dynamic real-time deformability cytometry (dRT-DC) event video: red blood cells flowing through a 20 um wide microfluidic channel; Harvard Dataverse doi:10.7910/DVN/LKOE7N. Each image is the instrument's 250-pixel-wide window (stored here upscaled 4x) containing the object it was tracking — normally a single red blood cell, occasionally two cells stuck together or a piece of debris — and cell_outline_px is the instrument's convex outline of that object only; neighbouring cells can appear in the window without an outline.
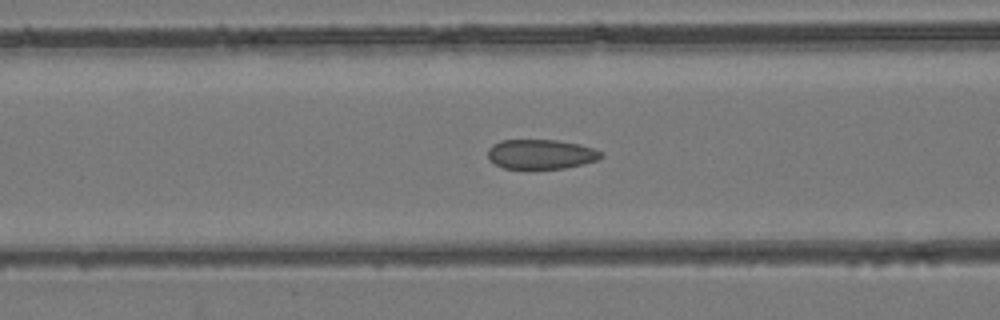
{"species": "common noctule bat (a hibernating species)", "species_latin": "Nyctalus noctula", "temperature_condition": "room temperature", "stored_images_in_passage": 40, "camera_frame_rate_fps": 3000, "um_per_image_px": 0.085, "animal": {"sex": "female", "body_mass_g": 24.6, "forearm_length_mm": 56.2}, "frame": {"image": 1, "passage_image": 11, "time_ms": 3.333, "image_size_px": [1000, 320], "cell_outline_px": [[604, 156], [596, 160], [584, 164], [564, 168], [504, 168], [488, 160], [488, 148], [492, 144], [500, 140], [556, 140], [580, 144], [604, 152]], "centroid_in_image_um": [45.98, 13.1], "position_along_channel_um": 120.6, "area_um2": 19.59}}
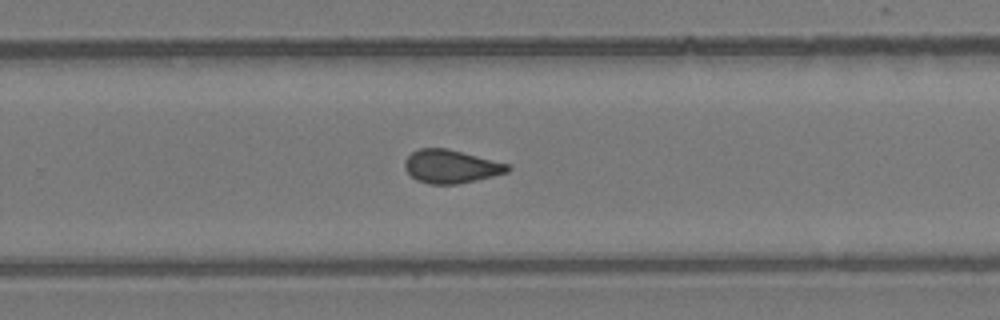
{"frame": {"image": 2, "passage_image": 23, "time_ms": 7.333, "image_size_px": [1000, 320], "cell_outline_px": [[512, 168], [508, 172], [476, 180], [456, 184], [428, 184], [416, 180], [404, 168], [404, 160], [412, 152], [420, 148], [448, 148], [512, 164]], "centroid_in_image_um": [38.36, 14.14], "position_along_channel_um": 291.4, "area_um2": 20.23}}
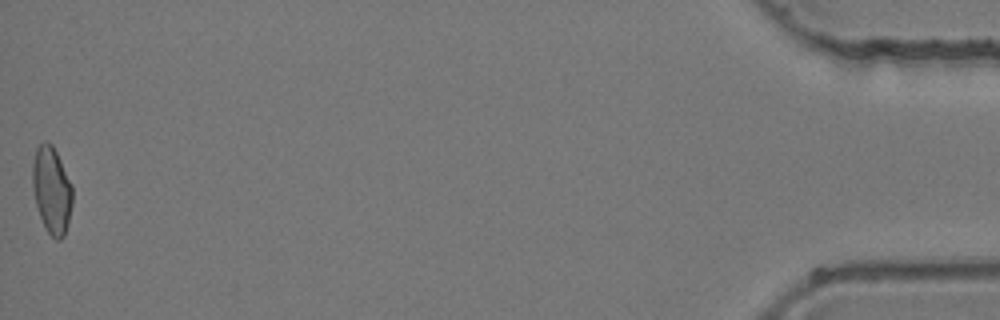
{"frame": {"image": 3, "passage_image": 40, "time_ms": 13.0, "image_size_px": [1000, 320], "cell_outline_px": [[72, 204], [68, 224], [64, 236], [60, 240], [56, 240], [48, 232], [40, 216], [36, 204], [32, 188], [32, 164], [36, 148], [44, 140], [52, 144], [72, 184]], "centroid_in_image_um": [4.39, 16.15], "position_along_channel_um": 430.8, "area_um2": 20.23}}